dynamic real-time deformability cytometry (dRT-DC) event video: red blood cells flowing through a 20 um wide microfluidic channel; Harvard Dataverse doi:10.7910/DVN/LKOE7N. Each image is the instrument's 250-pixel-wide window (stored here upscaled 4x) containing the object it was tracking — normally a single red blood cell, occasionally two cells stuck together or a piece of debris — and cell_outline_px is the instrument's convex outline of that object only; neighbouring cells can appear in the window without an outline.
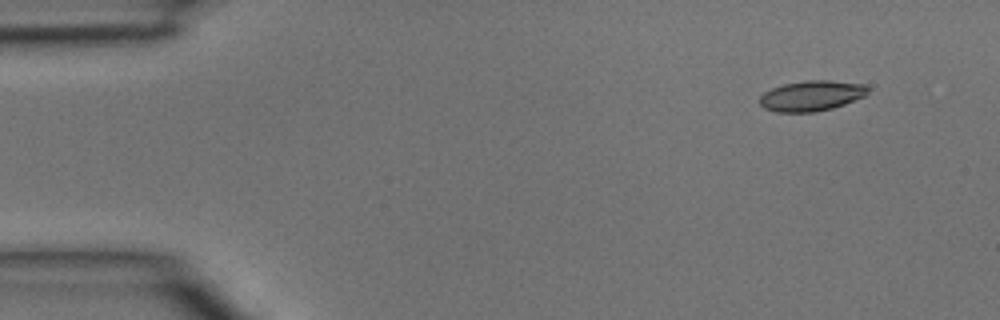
{"species": "common noctule bat (a hibernating species)", "species_latin": "Nyctalus noctula", "temperature_condition": "room temperature", "stored_images_in_passage": 4, "camera_frame_rate_fps": 3000, "um_per_image_px": 0.085, "animal": {"sex": "male", "body_mass_g": 15.6}, "frame": {"image": 1, "passage_image": 1, "time_ms": 0.0, "image_size_px": [1000, 320], "cell_outline_px": [[868, 92], [864, 96], [844, 104], [832, 108], [816, 112], [776, 112], [764, 108], [760, 104], [760, 96], [764, 92], [772, 88], [784, 84], [804, 80], [828, 80], [864, 84], [868, 88]], "centroid_in_image_um": [68.96, 8.14], "position_along_channel_um": 16.0, "area_um2": 19.13}}
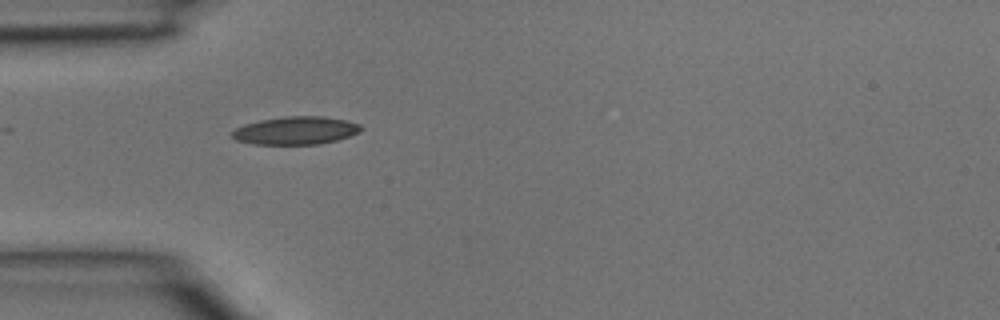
{"frame": {"image": 2, "passage_image": 3, "time_ms": 0.667, "image_size_px": [1000, 320], "cell_outline_px": [[364, 128], [360, 132], [336, 140], [320, 144], [252, 144], [236, 140], [232, 136], [232, 132], [236, 128], [244, 124], [260, 120], [288, 116], [324, 116], [344, 120], [360, 124]], "centroid_in_image_um": [25.14, 11.09], "position_along_channel_um": 59.9, "area_um2": 20.92}}